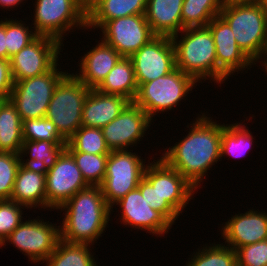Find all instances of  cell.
Instances as JSON below:
<instances>
[{"label": "cell", "instance_id": "1", "mask_svg": "<svg viewBox=\"0 0 267 266\" xmlns=\"http://www.w3.org/2000/svg\"><path fill=\"white\" fill-rule=\"evenodd\" d=\"M201 114L187 125L188 134L160 156L197 189L203 188L201 182L208 170L221 161V134L225 125L212 120L209 114Z\"/></svg>", "mask_w": 267, "mask_h": 266}, {"label": "cell", "instance_id": "2", "mask_svg": "<svg viewBox=\"0 0 267 266\" xmlns=\"http://www.w3.org/2000/svg\"><path fill=\"white\" fill-rule=\"evenodd\" d=\"M59 210L65 212L60 226L61 240L89 245L102 237L112 214L99 185L81 189Z\"/></svg>", "mask_w": 267, "mask_h": 266}, {"label": "cell", "instance_id": "3", "mask_svg": "<svg viewBox=\"0 0 267 266\" xmlns=\"http://www.w3.org/2000/svg\"><path fill=\"white\" fill-rule=\"evenodd\" d=\"M171 39L178 69L198 83L210 79L218 84L216 47L207 26L184 28Z\"/></svg>", "mask_w": 267, "mask_h": 266}, {"label": "cell", "instance_id": "4", "mask_svg": "<svg viewBox=\"0 0 267 266\" xmlns=\"http://www.w3.org/2000/svg\"><path fill=\"white\" fill-rule=\"evenodd\" d=\"M219 15L228 23L244 54L254 64L264 61L267 55V12L264 5L225 0Z\"/></svg>", "mask_w": 267, "mask_h": 266}, {"label": "cell", "instance_id": "5", "mask_svg": "<svg viewBox=\"0 0 267 266\" xmlns=\"http://www.w3.org/2000/svg\"><path fill=\"white\" fill-rule=\"evenodd\" d=\"M91 88L74 73H66L54 89L45 117L67 141L82 126L84 101Z\"/></svg>", "mask_w": 267, "mask_h": 266}, {"label": "cell", "instance_id": "6", "mask_svg": "<svg viewBox=\"0 0 267 266\" xmlns=\"http://www.w3.org/2000/svg\"><path fill=\"white\" fill-rule=\"evenodd\" d=\"M197 82L177 67L153 81L142 83L134 103L142 108L151 120L157 113L174 109L195 88Z\"/></svg>", "mask_w": 267, "mask_h": 266}, {"label": "cell", "instance_id": "7", "mask_svg": "<svg viewBox=\"0 0 267 266\" xmlns=\"http://www.w3.org/2000/svg\"><path fill=\"white\" fill-rule=\"evenodd\" d=\"M34 7V23L31 24L39 36H49L63 43V35L70 30L87 29V16L80 0H35Z\"/></svg>", "mask_w": 267, "mask_h": 266}, {"label": "cell", "instance_id": "8", "mask_svg": "<svg viewBox=\"0 0 267 266\" xmlns=\"http://www.w3.org/2000/svg\"><path fill=\"white\" fill-rule=\"evenodd\" d=\"M57 66L42 75L14 82L8 99L22 121L45 117L54 89L67 73Z\"/></svg>", "mask_w": 267, "mask_h": 266}, {"label": "cell", "instance_id": "9", "mask_svg": "<svg viewBox=\"0 0 267 266\" xmlns=\"http://www.w3.org/2000/svg\"><path fill=\"white\" fill-rule=\"evenodd\" d=\"M145 160L133 150L110 152L104 181L100 187L105 201L111 207V212L114 203L138 187L147 166Z\"/></svg>", "mask_w": 267, "mask_h": 266}, {"label": "cell", "instance_id": "10", "mask_svg": "<svg viewBox=\"0 0 267 266\" xmlns=\"http://www.w3.org/2000/svg\"><path fill=\"white\" fill-rule=\"evenodd\" d=\"M28 219L23 221L0 246L14 244V248L26 255L31 263L41 264L56 249L61 240L60 226L46 219Z\"/></svg>", "mask_w": 267, "mask_h": 266}, {"label": "cell", "instance_id": "11", "mask_svg": "<svg viewBox=\"0 0 267 266\" xmlns=\"http://www.w3.org/2000/svg\"><path fill=\"white\" fill-rule=\"evenodd\" d=\"M61 46H64L63 43L52 37L38 36L10 58L13 81L42 75L59 65Z\"/></svg>", "mask_w": 267, "mask_h": 266}, {"label": "cell", "instance_id": "12", "mask_svg": "<svg viewBox=\"0 0 267 266\" xmlns=\"http://www.w3.org/2000/svg\"><path fill=\"white\" fill-rule=\"evenodd\" d=\"M99 29L102 32L101 40L112 46L122 57H131L156 37L145 14L109 20Z\"/></svg>", "mask_w": 267, "mask_h": 266}, {"label": "cell", "instance_id": "13", "mask_svg": "<svg viewBox=\"0 0 267 266\" xmlns=\"http://www.w3.org/2000/svg\"><path fill=\"white\" fill-rule=\"evenodd\" d=\"M88 186L72 155L65 149L46 173L47 209H59Z\"/></svg>", "mask_w": 267, "mask_h": 266}, {"label": "cell", "instance_id": "14", "mask_svg": "<svg viewBox=\"0 0 267 266\" xmlns=\"http://www.w3.org/2000/svg\"><path fill=\"white\" fill-rule=\"evenodd\" d=\"M130 59L138 86L164 76L176 68L175 49L171 37L168 36L154 37Z\"/></svg>", "mask_w": 267, "mask_h": 266}, {"label": "cell", "instance_id": "15", "mask_svg": "<svg viewBox=\"0 0 267 266\" xmlns=\"http://www.w3.org/2000/svg\"><path fill=\"white\" fill-rule=\"evenodd\" d=\"M152 122L142 108L130 102L114 120L102 128L109 150L120 151L137 147Z\"/></svg>", "mask_w": 267, "mask_h": 266}, {"label": "cell", "instance_id": "16", "mask_svg": "<svg viewBox=\"0 0 267 266\" xmlns=\"http://www.w3.org/2000/svg\"><path fill=\"white\" fill-rule=\"evenodd\" d=\"M148 162L143 177L151 185H156L160 197L182 214L197 188L162 158Z\"/></svg>", "mask_w": 267, "mask_h": 266}, {"label": "cell", "instance_id": "17", "mask_svg": "<svg viewBox=\"0 0 267 266\" xmlns=\"http://www.w3.org/2000/svg\"><path fill=\"white\" fill-rule=\"evenodd\" d=\"M210 29L215 47L218 65V84L230 79L233 73L252 68L254 64L238 47L233 31L220 16H215L207 25ZM249 67V68H248Z\"/></svg>", "mask_w": 267, "mask_h": 266}, {"label": "cell", "instance_id": "18", "mask_svg": "<svg viewBox=\"0 0 267 266\" xmlns=\"http://www.w3.org/2000/svg\"><path fill=\"white\" fill-rule=\"evenodd\" d=\"M120 208V222L132 229L147 231L153 236L162 237L168 233L173 224L159 211L152 209L142 196L141 191L136 188L129 191L123 198L119 199L113 206Z\"/></svg>", "mask_w": 267, "mask_h": 266}, {"label": "cell", "instance_id": "19", "mask_svg": "<svg viewBox=\"0 0 267 266\" xmlns=\"http://www.w3.org/2000/svg\"><path fill=\"white\" fill-rule=\"evenodd\" d=\"M221 236L232 249L254 244L267 239V213L250 209L235 214L222 224Z\"/></svg>", "mask_w": 267, "mask_h": 266}, {"label": "cell", "instance_id": "20", "mask_svg": "<svg viewBox=\"0 0 267 266\" xmlns=\"http://www.w3.org/2000/svg\"><path fill=\"white\" fill-rule=\"evenodd\" d=\"M101 41V42H99ZM86 52L80 59L78 72L74 74L83 84L96 89L122 57L112 46L103 42Z\"/></svg>", "mask_w": 267, "mask_h": 266}, {"label": "cell", "instance_id": "21", "mask_svg": "<svg viewBox=\"0 0 267 266\" xmlns=\"http://www.w3.org/2000/svg\"><path fill=\"white\" fill-rule=\"evenodd\" d=\"M131 101L121 95L91 89L84 101L82 126L103 128L114 120Z\"/></svg>", "mask_w": 267, "mask_h": 266}, {"label": "cell", "instance_id": "22", "mask_svg": "<svg viewBox=\"0 0 267 266\" xmlns=\"http://www.w3.org/2000/svg\"><path fill=\"white\" fill-rule=\"evenodd\" d=\"M184 0H147L146 20L156 36L172 37L181 32Z\"/></svg>", "mask_w": 267, "mask_h": 266}, {"label": "cell", "instance_id": "23", "mask_svg": "<svg viewBox=\"0 0 267 266\" xmlns=\"http://www.w3.org/2000/svg\"><path fill=\"white\" fill-rule=\"evenodd\" d=\"M66 143L67 141L24 140L19 152L20 165L26 170L46 175L66 149ZM28 155L29 159H24Z\"/></svg>", "mask_w": 267, "mask_h": 266}, {"label": "cell", "instance_id": "24", "mask_svg": "<svg viewBox=\"0 0 267 266\" xmlns=\"http://www.w3.org/2000/svg\"><path fill=\"white\" fill-rule=\"evenodd\" d=\"M11 200L24 205L27 209L43 208L47 210L46 175L18 168Z\"/></svg>", "mask_w": 267, "mask_h": 266}, {"label": "cell", "instance_id": "25", "mask_svg": "<svg viewBox=\"0 0 267 266\" xmlns=\"http://www.w3.org/2000/svg\"><path fill=\"white\" fill-rule=\"evenodd\" d=\"M96 89L104 94L124 96L133 102L138 84L130 57H121Z\"/></svg>", "mask_w": 267, "mask_h": 266}, {"label": "cell", "instance_id": "26", "mask_svg": "<svg viewBox=\"0 0 267 266\" xmlns=\"http://www.w3.org/2000/svg\"><path fill=\"white\" fill-rule=\"evenodd\" d=\"M146 6L147 0H103L87 15V29H98L116 18L145 14Z\"/></svg>", "mask_w": 267, "mask_h": 266}, {"label": "cell", "instance_id": "27", "mask_svg": "<svg viewBox=\"0 0 267 266\" xmlns=\"http://www.w3.org/2000/svg\"><path fill=\"white\" fill-rule=\"evenodd\" d=\"M22 120L9 99L0 103V152L19 154L23 143Z\"/></svg>", "mask_w": 267, "mask_h": 266}, {"label": "cell", "instance_id": "28", "mask_svg": "<svg viewBox=\"0 0 267 266\" xmlns=\"http://www.w3.org/2000/svg\"><path fill=\"white\" fill-rule=\"evenodd\" d=\"M90 247L93 246L60 240L56 249L43 263L46 266H98Z\"/></svg>", "mask_w": 267, "mask_h": 266}, {"label": "cell", "instance_id": "29", "mask_svg": "<svg viewBox=\"0 0 267 266\" xmlns=\"http://www.w3.org/2000/svg\"><path fill=\"white\" fill-rule=\"evenodd\" d=\"M225 125L222 127L221 134V159L227 155L233 158L244 157L255 142L252 133L241 121Z\"/></svg>", "mask_w": 267, "mask_h": 266}, {"label": "cell", "instance_id": "30", "mask_svg": "<svg viewBox=\"0 0 267 266\" xmlns=\"http://www.w3.org/2000/svg\"><path fill=\"white\" fill-rule=\"evenodd\" d=\"M225 0H184L181 19L184 28L205 27L222 10Z\"/></svg>", "mask_w": 267, "mask_h": 266}, {"label": "cell", "instance_id": "31", "mask_svg": "<svg viewBox=\"0 0 267 266\" xmlns=\"http://www.w3.org/2000/svg\"><path fill=\"white\" fill-rule=\"evenodd\" d=\"M67 151L90 154H110L101 128L81 126L66 143Z\"/></svg>", "mask_w": 267, "mask_h": 266}, {"label": "cell", "instance_id": "32", "mask_svg": "<svg viewBox=\"0 0 267 266\" xmlns=\"http://www.w3.org/2000/svg\"><path fill=\"white\" fill-rule=\"evenodd\" d=\"M206 246V247H205ZM198 248L185 266H237L236 251L225 244H205Z\"/></svg>", "mask_w": 267, "mask_h": 266}, {"label": "cell", "instance_id": "33", "mask_svg": "<svg viewBox=\"0 0 267 266\" xmlns=\"http://www.w3.org/2000/svg\"><path fill=\"white\" fill-rule=\"evenodd\" d=\"M80 169L83 178L89 185H101L104 181L106 163L109 154H90L79 151H68Z\"/></svg>", "mask_w": 267, "mask_h": 266}, {"label": "cell", "instance_id": "34", "mask_svg": "<svg viewBox=\"0 0 267 266\" xmlns=\"http://www.w3.org/2000/svg\"><path fill=\"white\" fill-rule=\"evenodd\" d=\"M26 26L22 20L6 18L7 60L39 36L33 27Z\"/></svg>", "mask_w": 267, "mask_h": 266}, {"label": "cell", "instance_id": "35", "mask_svg": "<svg viewBox=\"0 0 267 266\" xmlns=\"http://www.w3.org/2000/svg\"><path fill=\"white\" fill-rule=\"evenodd\" d=\"M23 140L66 141L47 117L22 121Z\"/></svg>", "mask_w": 267, "mask_h": 266}, {"label": "cell", "instance_id": "36", "mask_svg": "<svg viewBox=\"0 0 267 266\" xmlns=\"http://www.w3.org/2000/svg\"><path fill=\"white\" fill-rule=\"evenodd\" d=\"M27 207L11 199L0 200V246L23 222V210Z\"/></svg>", "mask_w": 267, "mask_h": 266}, {"label": "cell", "instance_id": "37", "mask_svg": "<svg viewBox=\"0 0 267 266\" xmlns=\"http://www.w3.org/2000/svg\"><path fill=\"white\" fill-rule=\"evenodd\" d=\"M19 166V154L0 152V200L11 199Z\"/></svg>", "mask_w": 267, "mask_h": 266}, {"label": "cell", "instance_id": "38", "mask_svg": "<svg viewBox=\"0 0 267 266\" xmlns=\"http://www.w3.org/2000/svg\"><path fill=\"white\" fill-rule=\"evenodd\" d=\"M142 196H145L149 206L162 213L172 224L179 218L180 214L165 200L160 197L156 185H151L144 177L137 187Z\"/></svg>", "mask_w": 267, "mask_h": 266}, {"label": "cell", "instance_id": "39", "mask_svg": "<svg viewBox=\"0 0 267 266\" xmlns=\"http://www.w3.org/2000/svg\"><path fill=\"white\" fill-rule=\"evenodd\" d=\"M235 251L238 266H267V239Z\"/></svg>", "mask_w": 267, "mask_h": 266}, {"label": "cell", "instance_id": "40", "mask_svg": "<svg viewBox=\"0 0 267 266\" xmlns=\"http://www.w3.org/2000/svg\"><path fill=\"white\" fill-rule=\"evenodd\" d=\"M14 86L10 60L0 59V97L8 99Z\"/></svg>", "mask_w": 267, "mask_h": 266}, {"label": "cell", "instance_id": "41", "mask_svg": "<svg viewBox=\"0 0 267 266\" xmlns=\"http://www.w3.org/2000/svg\"><path fill=\"white\" fill-rule=\"evenodd\" d=\"M0 59L7 60V48H6V19L0 20Z\"/></svg>", "mask_w": 267, "mask_h": 266}, {"label": "cell", "instance_id": "42", "mask_svg": "<svg viewBox=\"0 0 267 266\" xmlns=\"http://www.w3.org/2000/svg\"><path fill=\"white\" fill-rule=\"evenodd\" d=\"M103 0H80L83 13L87 16Z\"/></svg>", "mask_w": 267, "mask_h": 266}, {"label": "cell", "instance_id": "43", "mask_svg": "<svg viewBox=\"0 0 267 266\" xmlns=\"http://www.w3.org/2000/svg\"><path fill=\"white\" fill-rule=\"evenodd\" d=\"M24 0H0V7L7 9L19 7Z\"/></svg>", "mask_w": 267, "mask_h": 266}, {"label": "cell", "instance_id": "44", "mask_svg": "<svg viewBox=\"0 0 267 266\" xmlns=\"http://www.w3.org/2000/svg\"><path fill=\"white\" fill-rule=\"evenodd\" d=\"M234 3H239V4H261L263 5L265 0H231Z\"/></svg>", "mask_w": 267, "mask_h": 266}, {"label": "cell", "instance_id": "45", "mask_svg": "<svg viewBox=\"0 0 267 266\" xmlns=\"http://www.w3.org/2000/svg\"><path fill=\"white\" fill-rule=\"evenodd\" d=\"M261 66H263V68H265L266 75H267V61H261Z\"/></svg>", "mask_w": 267, "mask_h": 266}, {"label": "cell", "instance_id": "46", "mask_svg": "<svg viewBox=\"0 0 267 266\" xmlns=\"http://www.w3.org/2000/svg\"><path fill=\"white\" fill-rule=\"evenodd\" d=\"M264 7H265V10H266V12H267V0H265V2H264Z\"/></svg>", "mask_w": 267, "mask_h": 266}]
</instances>
